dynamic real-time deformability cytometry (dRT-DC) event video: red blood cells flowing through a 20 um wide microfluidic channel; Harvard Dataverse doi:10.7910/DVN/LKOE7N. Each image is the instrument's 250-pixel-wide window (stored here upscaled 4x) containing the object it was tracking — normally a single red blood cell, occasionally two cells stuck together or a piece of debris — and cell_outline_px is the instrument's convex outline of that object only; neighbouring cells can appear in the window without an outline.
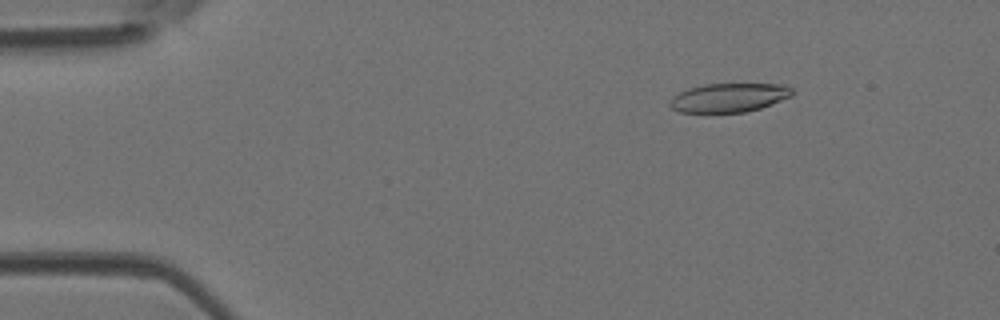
{"species": "Egyptian fruit bat (a non-hibernating species)", "species_latin": "Rousettus aegyptiacus", "temperature_condition": "room temperature", "stored_images_in_passage": 50, "camera_frame_rate_fps": 3000, "um_per_image_px": 0.085, "animal": {"sex": "female"}, "frame": {"image": 1, "passage_image": 7, "time_ms": 2.0, "image_size_px": [1000, 320], "cell_outline_px": [[792, 96], [760, 108], [744, 112], [680, 112], [672, 108], [668, 104], [668, 100], [672, 96], [688, 88], [704, 84], [784, 84], [792, 88]], "centroid_in_image_um": [61.93, 8.29], "position_along_channel_um": 23.1, "area_um2": 20.58}}
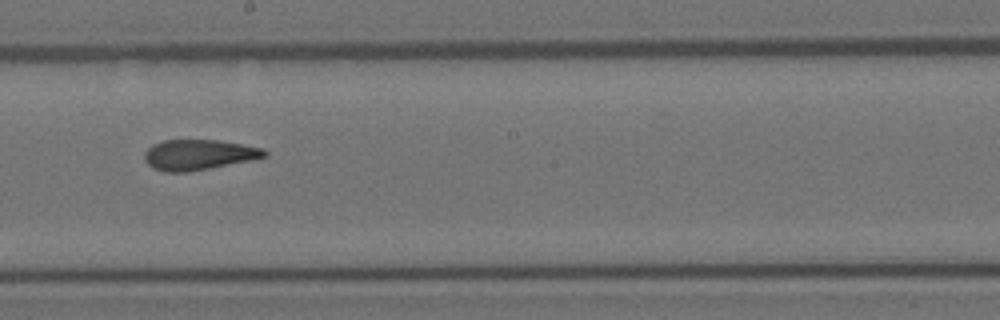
{"frame": {"image": 2, "passage_image": 28, "time_ms": 9.0, "image_size_px": [1000, 320], "cell_outline_px": [[268, 156], [252, 160], [188, 172], [164, 172], [152, 168], [144, 160], [144, 152], [152, 144], [164, 140], [220, 140], [264, 148], [268, 152]], "centroid_in_image_um": [16.89, 13.15], "position_along_channel_um": 231.3, "area_um2": 21.44}}
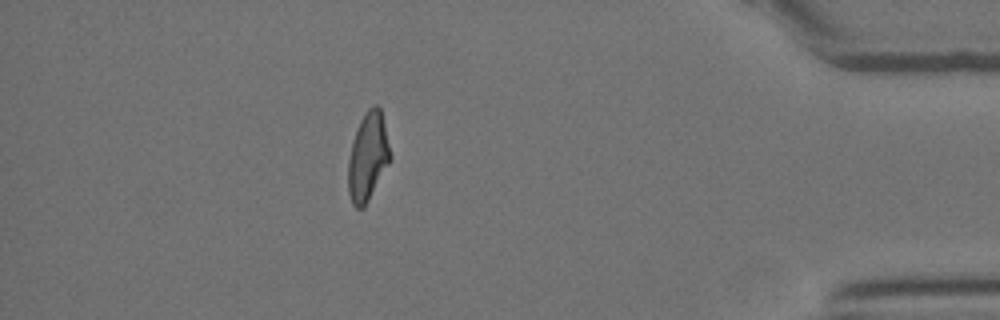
{"frame": {"image": 3, "passage_image": 44, "time_ms": 14.333, "image_size_px": [1000, 320], "cell_outline_px": [[392, 160], [364, 208], [356, 208], [352, 204], [348, 192], [348, 160], [352, 144], [360, 120], [368, 108], [372, 104], [376, 104], [380, 108], [392, 156]], "centroid_in_image_um": [31.28, 13.35], "position_along_channel_um": 403.9, "area_um2": 21.73}, "authors_computed_cell_mechanics": {"area_um2": 21.9062, "velocity_mm_per_s": 4.0776, "shape_relaxation_time_tau1_ms": null, "shape_relaxation_time_tau2_ms": 1.9799, "deformation_change_tau1": null, "deformation_change_tau2": 0.1069}}